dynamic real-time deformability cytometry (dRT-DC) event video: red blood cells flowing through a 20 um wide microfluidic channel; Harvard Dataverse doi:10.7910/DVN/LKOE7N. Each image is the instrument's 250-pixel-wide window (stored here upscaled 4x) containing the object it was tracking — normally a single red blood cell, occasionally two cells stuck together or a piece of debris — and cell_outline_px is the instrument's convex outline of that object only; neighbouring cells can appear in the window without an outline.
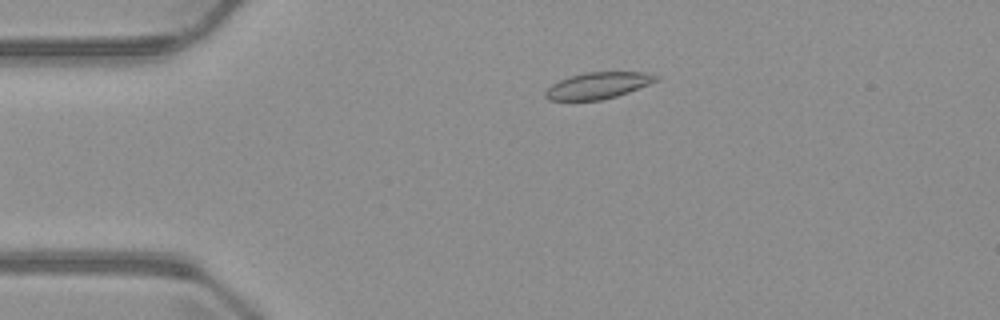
{"species": "common noctule bat (a hibernating species)", "species_latin": "Nyctalus noctula", "temperature_condition": "warm", "stored_images_in_passage": 2, "camera_frame_rate_fps": 3000, "um_per_image_px": 0.085, "animal": {"sex": "male", "body_mass_g": 23.1, "forearm_length_mm": 52.7}, "frame": {"image": 1, "passage_image": 1, "time_ms": 0.0, "image_size_px": [1000, 320], "cell_outline_px": [[660, 80], [628, 92], [616, 96], [600, 100], [548, 100], [544, 96], [544, 92], [552, 84], [560, 80], [584, 72], [648, 72], [660, 76]], "centroid_in_image_um": [50.86, 7.26], "position_along_channel_um": 34.1, "area_um2": 17.05}}